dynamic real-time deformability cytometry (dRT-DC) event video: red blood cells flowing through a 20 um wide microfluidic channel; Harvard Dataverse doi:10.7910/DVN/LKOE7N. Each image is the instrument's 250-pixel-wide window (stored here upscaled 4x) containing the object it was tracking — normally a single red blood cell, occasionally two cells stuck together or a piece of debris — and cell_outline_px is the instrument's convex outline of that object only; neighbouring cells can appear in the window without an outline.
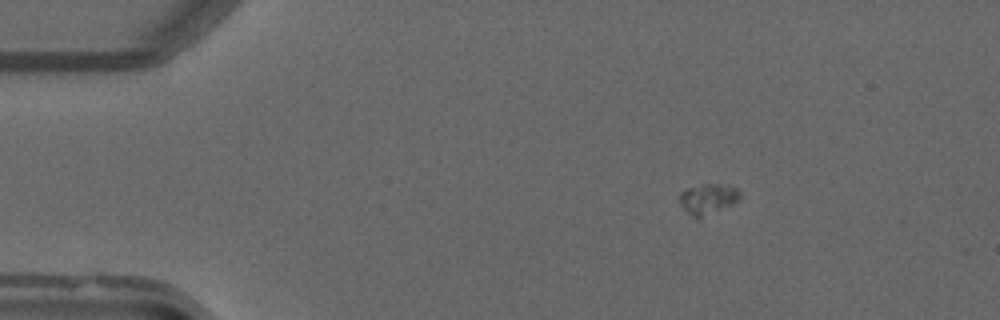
{"species": "common noctule bat (a hibernating species)", "species_latin": "Nyctalus noctula", "temperature_condition": "warm", "stored_images_in_passage": 29, "camera_frame_rate_fps": 3000, "um_per_image_px": 0.085, "animal": {"sex": "male", "forearm_length_mm": 52.5}, "frame": {"image": 1, "passage_image": 1, "time_ms": 0.0, "image_size_px": [1000, 320], "cell_outline_px": [[740, 196], [736, 200], [700, 220], [696, 220], [680, 204], [680, 192], [688, 188], [704, 184], [716, 184], [736, 188], [740, 192]], "centroid_in_image_um": [60.11, 16.93], "position_along_channel_um": 24.9, "area_um2": 10.4}}
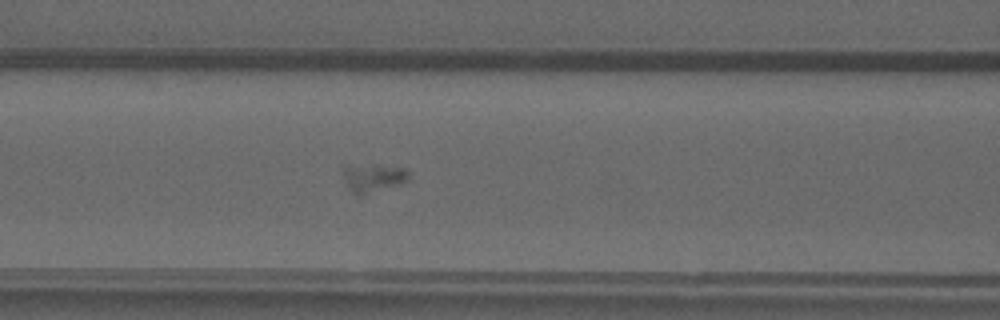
{"frame": {"image": 2, "passage_image": 15, "time_ms": 4.667, "image_size_px": [1000, 320], "cell_outline_px": [[408, 180], [400, 184], [364, 192], [352, 192], [344, 176], [340, 164], [372, 164], [404, 168], [408, 172]], "centroid_in_image_um": [31.68, 15.01], "position_along_channel_um": 134.9, "area_um2": 10.4}}